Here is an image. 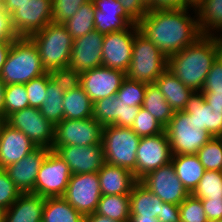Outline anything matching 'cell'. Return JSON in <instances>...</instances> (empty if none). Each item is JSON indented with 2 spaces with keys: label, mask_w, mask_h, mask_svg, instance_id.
Instances as JSON below:
<instances>
[{
  "label": "cell",
  "mask_w": 222,
  "mask_h": 222,
  "mask_svg": "<svg viewBox=\"0 0 222 222\" xmlns=\"http://www.w3.org/2000/svg\"><path fill=\"white\" fill-rule=\"evenodd\" d=\"M47 73L38 49L29 37H18L12 42L0 78L5 85L25 84Z\"/></svg>",
  "instance_id": "3957f363"
},
{
  "label": "cell",
  "mask_w": 222,
  "mask_h": 222,
  "mask_svg": "<svg viewBox=\"0 0 222 222\" xmlns=\"http://www.w3.org/2000/svg\"><path fill=\"white\" fill-rule=\"evenodd\" d=\"M13 41H0V74Z\"/></svg>",
  "instance_id": "9f6ffc18"
},
{
  "label": "cell",
  "mask_w": 222,
  "mask_h": 222,
  "mask_svg": "<svg viewBox=\"0 0 222 222\" xmlns=\"http://www.w3.org/2000/svg\"><path fill=\"white\" fill-rule=\"evenodd\" d=\"M155 84L174 112L183 111L189 97L194 92L185 86L168 68L155 80Z\"/></svg>",
  "instance_id": "484cf974"
},
{
  "label": "cell",
  "mask_w": 222,
  "mask_h": 222,
  "mask_svg": "<svg viewBox=\"0 0 222 222\" xmlns=\"http://www.w3.org/2000/svg\"><path fill=\"white\" fill-rule=\"evenodd\" d=\"M67 164L72 174L96 173L105 164L102 143L87 146H53Z\"/></svg>",
  "instance_id": "2e32d148"
},
{
  "label": "cell",
  "mask_w": 222,
  "mask_h": 222,
  "mask_svg": "<svg viewBox=\"0 0 222 222\" xmlns=\"http://www.w3.org/2000/svg\"><path fill=\"white\" fill-rule=\"evenodd\" d=\"M6 85L2 82L0 78V121H4V93Z\"/></svg>",
  "instance_id": "680465c9"
},
{
  "label": "cell",
  "mask_w": 222,
  "mask_h": 222,
  "mask_svg": "<svg viewBox=\"0 0 222 222\" xmlns=\"http://www.w3.org/2000/svg\"><path fill=\"white\" fill-rule=\"evenodd\" d=\"M125 77L123 71L100 66L81 73L80 86L94 103L115 96Z\"/></svg>",
  "instance_id": "e0dca14e"
},
{
  "label": "cell",
  "mask_w": 222,
  "mask_h": 222,
  "mask_svg": "<svg viewBox=\"0 0 222 222\" xmlns=\"http://www.w3.org/2000/svg\"><path fill=\"white\" fill-rule=\"evenodd\" d=\"M196 155L205 170L222 171V137H212Z\"/></svg>",
  "instance_id": "d590c367"
},
{
  "label": "cell",
  "mask_w": 222,
  "mask_h": 222,
  "mask_svg": "<svg viewBox=\"0 0 222 222\" xmlns=\"http://www.w3.org/2000/svg\"><path fill=\"white\" fill-rule=\"evenodd\" d=\"M139 181L166 203L180 205L190 195L177 177L172 162L150 171Z\"/></svg>",
  "instance_id": "5bb4252c"
},
{
  "label": "cell",
  "mask_w": 222,
  "mask_h": 222,
  "mask_svg": "<svg viewBox=\"0 0 222 222\" xmlns=\"http://www.w3.org/2000/svg\"><path fill=\"white\" fill-rule=\"evenodd\" d=\"M28 0H2L3 9L10 15Z\"/></svg>",
  "instance_id": "11a10c76"
},
{
  "label": "cell",
  "mask_w": 222,
  "mask_h": 222,
  "mask_svg": "<svg viewBox=\"0 0 222 222\" xmlns=\"http://www.w3.org/2000/svg\"><path fill=\"white\" fill-rule=\"evenodd\" d=\"M94 26L95 30L105 35L128 29L131 25L118 14L102 13L95 9Z\"/></svg>",
  "instance_id": "ab89813d"
},
{
  "label": "cell",
  "mask_w": 222,
  "mask_h": 222,
  "mask_svg": "<svg viewBox=\"0 0 222 222\" xmlns=\"http://www.w3.org/2000/svg\"><path fill=\"white\" fill-rule=\"evenodd\" d=\"M101 196L96 172L72 174L63 198L85 217L96 212Z\"/></svg>",
  "instance_id": "30bf717a"
},
{
  "label": "cell",
  "mask_w": 222,
  "mask_h": 222,
  "mask_svg": "<svg viewBox=\"0 0 222 222\" xmlns=\"http://www.w3.org/2000/svg\"><path fill=\"white\" fill-rule=\"evenodd\" d=\"M47 99L39 108L42 115L54 126L64 119L63 98L64 92L51 79L47 83Z\"/></svg>",
  "instance_id": "836d02e7"
},
{
  "label": "cell",
  "mask_w": 222,
  "mask_h": 222,
  "mask_svg": "<svg viewBox=\"0 0 222 222\" xmlns=\"http://www.w3.org/2000/svg\"><path fill=\"white\" fill-rule=\"evenodd\" d=\"M95 6L92 0L82 4L78 11L65 23L68 33L77 39L95 30L94 26Z\"/></svg>",
  "instance_id": "d6a6232c"
},
{
  "label": "cell",
  "mask_w": 222,
  "mask_h": 222,
  "mask_svg": "<svg viewBox=\"0 0 222 222\" xmlns=\"http://www.w3.org/2000/svg\"><path fill=\"white\" fill-rule=\"evenodd\" d=\"M130 195V216H149L157 219L164 203L140 181L132 187Z\"/></svg>",
  "instance_id": "4316f807"
},
{
  "label": "cell",
  "mask_w": 222,
  "mask_h": 222,
  "mask_svg": "<svg viewBox=\"0 0 222 222\" xmlns=\"http://www.w3.org/2000/svg\"><path fill=\"white\" fill-rule=\"evenodd\" d=\"M146 83L125 77L116 96L128 106H142L146 92Z\"/></svg>",
  "instance_id": "74e56055"
},
{
  "label": "cell",
  "mask_w": 222,
  "mask_h": 222,
  "mask_svg": "<svg viewBox=\"0 0 222 222\" xmlns=\"http://www.w3.org/2000/svg\"><path fill=\"white\" fill-rule=\"evenodd\" d=\"M171 146L166 132L142 137L136 153V179L139 181L150 171L172 160Z\"/></svg>",
  "instance_id": "9a60e30c"
},
{
  "label": "cell",
  "mask_w": 222,
  "mask_h": 222,
  "mask_svg": "<svg viewBox=\"0 0 222 222\" xmlns=\"http://www.w3.org/2000/svg\"><path fill=\"white\" fill-rule=\"evenodd\" d=\"M130 222H159V221L156 218L149 216H131Z\"/></svg>",
  "instance_id": "91938a15"
},
{
  "label": "cell",
  "mask_w": 222,
  "mask_h": 222,
  "mask_svg": "<svg viewBox=\"0 0 222 222\" xmlns=\"http://www.w3.org/2000/svg\"><path fill=\"white\" fill-rule=\"evenodd\" d=\"M222 53L218 36H200L193 44L168 57V69L194 92L202 91L214 61Z\"/></svg>",
  "instance_id": "7a4b0ae2"
},
{
  "label": "cell",
  "mask_w": 222,
  "mask_h": 222,
  "mask_svg": "<svg viewBox=\"0 0 222 222\" xmlns=\"http://www.w3.org/2000/svg\"><path fill=\"white\" fill-rule=\"evenodd\" d=\"M95 9L102 13L118 14L123 17L130 25L137 23L125 12L124 8L118 0H92Z\"/></svg>",
  "instance_id": "7dc6e473"
},
{
  "label": "cell",
  "mask_w": 222,
  "mask_h": 222,
  "mask_svg": "<svg viewBox=\"0 0 222 222\" xmlns=\"http://www.w3.org/2000/svg\"><path fill=\"white\" fill-rule=\"evenodd\" d=\"M191 195L198 199H222V171L205 170Z\"/></svg>",
  "instance_id": "e575fe53"
},
{
  "label": "cell",
  "mask_w": 222,
  "mask_h": 222,
  "mask_svg": "<svg viewBox=\"0 0 222 222\" xmlns=\"http://www.w3.org/2000/svg\"><path fill=\"white\" fill-rule=\"evenodd\" d=\"M5 122L22 131L37 147L52 149L55 140V126L40 112L27 107L9 115Z\"/></svg>",
  "instance_id": "9c48e42d"
},
{
  "label": "cell",
  "mask_w": 222,
  "mask_h": 222,
  "mask_svg": "<svg viewBox=\"0 0 222 222\" xmlns=\"http://www.w3.org/2000/svg\"><path fill=\"white\" fill-rule=\"evenodd\" d=\"M207 220H222V199H201Z\"/></svg>",
  "instance_id": "f907efd6"
},
{
  "label": "cell",
  "mask_w": 222,
  "mask_h": 222,
  "mask_svg": "<svg viewBox=\"0 0 222 222\" xmlns=\"http://www.w3.org/2000/svg\"><path fill=\"white\" fill-rule=\"evenodd\" d=\"M71 175L68 164L54 150H50L37 174L34 194L43 198L63 197Z\"/></svg>",
  "instance_id": "ba28073f"
},
{
  "label": "cell",
  "mask_w": 222,
  "mask_h": 222,
  "mask_svg": "<svg viewBox=\"0 0 222 222\" xmlns=\"http://www.w3.org/2000/svg\"><path fill=\"white\" fill-rule=\"evenodd\" d=\"M157 220L159 222H180L179 205L164 202Z\"/></svg>",
  "instance_id": "816d5d0a"
},
{
  "label": "cell",
  "mask_w": 222,
  "mask_h": 222,
  "mask_svg": "<svg viewBox=\"0 0 222 222\" xmlns=\"http://www.w3.org/2000/svg\"><path fill=\"white\" fill-rule=\"evenodd\" d=\"M137 26L139 32L166 57L180 52L202 36L194 6L183 9H148Z\"/></svg>",
  "instance_id": "6da1fadb"
},
{
  "label": "cell",
  "mask_w": 222,
  "mask_h": 222,
  "mask_svg": "<svg viewBox=\"0 0 222 222\" xmlns=\"http://www.w3.org/2000/svg\"><path fill=\"white\" fill-rule=\"evenodd\" d=\"M104 34L97 30L74 39L69 65L79 73L102 66Z\"/></svg>",
  "instance_id": "ac0fdd59"
},
{
  "label": "cell",
  "mask_w": 222,
  "mask_h": 222,
  "mask_svg": "<svg viewBox=\"0 0 222 222\" xmlns=\"http://www.w3.org/2000/svg\"><path fill=\"white\" fill-rule=\"evenodd\" d=\"M139 110L140 106H128L115 95L93 103V118L103 126L131 128Z\"/></svg>",
  "instance_id": "ffe728a7"
},
{
  "label": "cell",
  "mask_w": 222,
  "mask_h": 222,
  "mask_svg": "<svg viewBox=\"0 0 222 222\" xmlns=\"http://www.w3.org/2000/svg\"><path fill=\"white\" fill-rule=\"evenodd\" d=\"M29 107L25 84L6 85L4 93V121L12 113Z\"/></svg>",
  "instance_id": "8d00e7d4"
},
{
  "label": "cell",
  "mask_w": 222,
  "mask_h": 222,
  "mask_svg": "<svg viewBox=\"0 0 222 222\" xmlns=\"http://www.w3.org/2000/svg\"><path fill=\"white\" fill-rule=\"evenodd\" d=\"M50 79L48 72L40 77L31 79L25 83V88L28 95L29 107L40 108L47 99V83Z\"/></svg>",
  "instance_id": "7bdbcfd3"
},
{
  "label": "cell",
  "mask_w": 222,
  "mask_h": 222,
  "mask_svg": "<svg viewBox=\"0 0 222 222\" xmlns=\"http://www.w3.org/2000/svg\"><path fill=\"white\" fill-rule=\"evenodd\" d=\"M103 125L93 117L63 119L55 126L53 146H87L102 143Z\"/></svg>",
  "instance_id": "8fae6325"
},
{
  "label": "cell",
  "mask_w": 222,
  "mask_h": 222,
  "mask_svg": "<svg viewBox=\"0 0 222 222\" xmlns=\"http://www.w3.org/2000/svg\"><path fill=\"white\" fill-rule=\"evenodd\" d=\"M0 222H4V211L0 209Z\"/></svg>",
  "instance_id": "6125c7cd"
},
{
  "label": "cell",
  "mask_w": 222,
  "mask_h": 222,
  "mask_svg": "<svg viewBox=\"0 0 222 222\" xmlns=\"http://www.w3.org/2000/svg\"><path fill=\"white\" fill-rule=\"evenodd\" d=\"M212 137H222V110H211L201 91L193 92L183 110Z\"/></svg>",
  "instance_id": "7402d4cb"
},
{
  "label": "cell",
  "mask_w": 222,
  "mask_h": 222,
  "mask_svg": "<svg viewBox=\"0 0 222 222\" xmlns=\"http://www.w3.org/2000/svg\"><path fill=\"white\" fill-rule=\"evenodd\" d=\"M46 72L69 65L74 39L62 23L51 22L30 35Z\"/></svg>",
  "instance_id": "277c9868"
},
{
  "label": "cell",
  "mask_w": 222,
  "mask_h": 222,
  "mask_svg": "<svg viewBox=\"0 0 222 222\" xmlns=\"http://www.w3.org/2000/svg\"><path fill=\"white\" fill-rule=\"evenodd\" d=\"M210 222H222V220H214V221H210Z\"/></svg>",
  "instance_id": "be15d7a7"
},
{
  "label": "cell",
  "mask_w": 222,
  "mask_h": 222,
  "mask_svg": "<svg viewBox=\"0 0 222 222\" xmlns=\"http://www.w3.org/2000/svg\"><path fill=\"white\" fill-rule=\"evenodd\" d=\"M18 37H29L53 22L52 0H28L11 14Z\"/></svg>",
  "instance_id": "4fadbf2b"
},
{
  "label": "cell",
  "mask_w": 222,
  "mask_h": 222,
  "mask_svg": "<svg viewBox=\"0 0 222 222\" xmlns=\"http://www.w3.org/2000/svg\"><path fill=\"white\" fill-rule=\"evenodd\" d=\"M141 107L147 110L164 128L174 113L155 83L146 85L145 97Z\"/></svg>",
  "instance_id": "4dcf8cb0"
},
{
  "label": "cell",
  "mask_w": 222,
  "mask_h": 222,
  "mask_svg": "<svg viewBox=\"0 0 222 222\" xmlns=\"http://www.w3.org/2000/svg\"><path fill=\"white\" fill-rule=\"evenodd\" d=\"M204 101L210 105L211 110H222V94L203 95Z\"/></svg>",
  "instance_id": "db71d44e"
},
{
  "label": "cell",
  "mask_w": 222,
  "mask_h": 222,
  "mask_svg": "<svg viewBox=\"0 0 222 222\" xmlns=\"http://www.w3.org/2000/svg\"><path fill=\"white\" fill-rule=\"evenodd\" d=\"M173 155L196 154L212 136L184 111L173 113L164 128Z\"/></svg>",
  "instance_id": "52a82bcc"
},
{
  "label": "cell",
  "mask_w": 222,
  "mask_h": 222,
  "mask_svg": "<svg viewBox=\"0 0 222 222\" xmlns=\"http://www.w3.org/2000/svg\"><path fill=\"white\" fill-rule=\"evenodd\" d=\"M201 92L203 95L222 94V53L209 70Z\"/></svg>",
  "instance_id": "bcb514c9"
},
{
  "label": "cell",
  "mask_w": 222,
  "mask_h": 222,
  "mask_svg": "<svg viewBox=\"0 0 222 222\" xmlns=\"http://www.w3.org/2000/svg\"><path fill=\"white\" fill-rule=\"evenodd\" d=\"M194 6L191 0H155V9H183Z\"/></svg>",
  "instance_id": "f5cc1de1"
},
{
  "label": "cell",
  "mask_w": 222,
  "mask_h": 222,
  "mask_svg": "<svg viewBox=\"0 0 222 222\" xmlns=\"http://www.w3.org/2000/svg\"><path fill=\"white\" fill-rule=\"evenodd\" d=\"M21 195L5 169H0V209H8Z\"/></svg>",
  "instance_id": "ee69618b"
},
{
  "label": "cell",
  "mask_w": 222,
  "mask_h": 222,
  "mask_svg": "<svg viewBox=\"0 0 222 222\" xmlns=\"http://www.w3.org/2000/svg\"><path fill=\"white\" fill-rule=\"evenodd\" d=\"M97 174L102 195L130 194L138 181L131 171L108 163H105Z\"/></svg>",
  "instance_id": "603a6c76"
},
{
  "label": "cell",
  "mask_w": 222,
  "mask_h": 222,
  "mask_svg": "<svg viewBox=\"0 0 222 222\" xmlns=\"http://www.w3.org/2000/svg\"><path fill=\"white\" fill-rule=\"evenodd\" d=\"M125 12L138 23L144 18L148 12V9L144 6L141 0H118Z\"/></svg>",
  "instance_id": "c3c4849f"
},
{
  "label": "cell",
  "mask_w": 222,
  "mask_h": 222,
  "mask_svg": "<svg viewBox=\"0 0 222 222\" xmlns=\"http://www.w3.org/2000/svg\"><path fill=\"white\" fill-rule=\"evenodd\" d=\"M171 162L177 177L191 194L205 172L204 166L196 154L173 155Z\"/></svg>",
  "instance_id": "83f0119b"
},
{
  "label": "cell",
  "mask_w": 222,
  "mask_h": 222,
  "mask_svg": "<svg viewBox=\"0 0 222 222\" xmlns=\"http://www.w3.org/2000/svg\"><path fill=\"white\" fill-rule=\"evenodd\" d=\"M168 68V57L139 31L135 34L133 54L126 77L131 80L154 84Z\"/></svg>",
  "instance_id": "8992f818"
},
{
  "label": "cell",
  "mask_w": 222,
  "mask_h": 222,
  "mask_svg": "<svg viewBox=\"0 0 222 222\" xmlns=\"http://www.w3.org/2000/svg\"><path fill=\"white\" fill-rule=\"evenodd\" d=\"M138 31L137 25H131L128 29L105 34L102 66L127 73L133 54L134 37Z\"/></svg>",
  "instance_id": "7c38bea8"
},
{
  "label": "cell",
  "mask_w": 222,
  "mask_h": 222,
  "mask_svg": "<svg viewBox=\"0 0 222 222\" xmlns=\"http://www.w3.org/2000/svg\"><path fill=\"white\" fill-rule=\"evenodd\" d=\"M89 0H52L53 22L65 23Z\"/></svg>",
  "instance_id": "f6af8a7d"
},
{
  "label": "cell",
  "mask_w": 222,
  "mask_h": 222,
  "mask_svg": "<svg viewBox=\"0 0 222 222\" xmlns=\"http://www.w3.org/2000/svg\"><path fill=\"white\" fill-rule=\"evenodd\" d=\"M84 222H120L116 220H111L108 217L97 214L96 212L85 216Z\"/></svg>",
  "instance_id": "6f0895ef"
},
{
  "label": "cell",
  "mask_w": 222,
  "mask_h": 222,
  "mask_svg": "<svg viewBox=\"0 0 222 222\" xmlns=\"http://www.w3.org/2000/svg\"><path fill=\"white\" fill-rule=\"evenodd\" d=\"M141 138L129 127H103L102 146L105 163L131 171L136 178V153Z\"/></svg>",
  "instance_id": "5b68a950"
},
{
  "label": "cell",
  "mask_w": 222,
  "mask_h": 222,
  "mask_svg": "<svg viewBox=\"0 0 222 222\" xmlns=\"http://www.w3.org/2000/svg\"><path fill=\"white\" fill-rule=\"evenodd\" d=\"M131 129L140 137H148L164 132V127L143 107L134 119Z\"/></svg>",
  "instance_id": "f35d334b"
},
{
  "label": "cell",
  "mask_w": 222,
  "mask_h": 222,
  "mask_svg": "<svg viewBox=\"0 0 222 222\" xmlns=\"http://www.w3.org/2000/svg\"><path fill=\"white\" fill-rule=\"evenodd\" d=\"M147 9H155V0H141Z\"/></svg>",
  "instance_id": "94428289"
},
{
  "label": "cell",
  "mask_w": 222,
  "mask_h": 222,
  "mask_svg": "<svg viewBox=\"0 0 222 222\" xmlns=\"http://www.w3.org/2000/svg\"><path fill=\"white\" fill-rule=\"evenodd\" d=\"M48 75L52 82L58 85L63 92L76 89L81 84V73L70 66L51 70Z\"/></svg>",
  "instance_id": "60d3db41"
},
{
  "label": "cell",
  "mask_w": 222,
  "mask_h": 222,
  "mask_svg": "<svg viewBox=\"0 0 222 222\" xmlns=\"http://www.w3.org/2000/svg\"><path fill=\"white\" fill-rule=\"evenodd\" d=\"M50 150L47 147H37L19 162L5 168L10 179L21 193H34L37 174Z\"/></svg>",
  "instance_id": "d6986e66"
},
{
  "label": "cell",
  "mask_w": 222,
  "mask_h": 222,
  "mask_svg": "<svg viewBox=\"0 0 222 222\" xmlns=\"http://www.w3.org/2000/svg\"><path fill=\"white\" fill-rule=\"evenodd\" d=\"M96 213L111 220L130 222V195H102Z\"/></svg>",
  "instance_id": "1f68e13d"
},
{
  "label": "cell",
  "mask_w": 222,
  "mask_h": 222,
  "mask_svg": "<svg viewBox=\"0 0 222 222\" xmlns=\"http://www.w3.org/2000/svg\"><path fill=\"white\" fill-rule=\"evenodd\" d=\"M180 222H209L201 199L191 194L179 205Z\"/></svg>",
  "instance_id": "b9f144b4"
},
{
  "label": "cell",
  "mask_w": 222,
  "mask_h": 222,
  "mask_svg": "<svg viewBox=\"0 0 222 222\" xmlns=\"http://www.w3.org/2000/svg\"><path fill=\"white\" fill-rule=\"evenodd\" d=\"M84 218L63 197L45 198L42 222H84Z\"/></svg>",
  "instance_id": "f546056e"
},
{
  "label": "cell",
  "mask_w": 222,
  "mask_h": 222,
  "mask_svg": "<svg viewBox=\"0 0 222 222\" xmlns=\"http://www.w3.org/2000/svg\"><path fill=\"white\" fill-rule=\"evenodd\" d=\"M201 35H222V0H197L194 3Z\"/></svg>",
  "instance_id": "d4e9b609"
},
{
  "label": "cell",
  "mask_w": 222,
  "mask_h": 222,
  "mask_svg": "<svg viewBox=\"0 0 222 222\" xmlns=\"http://www.w3.org/2000/svg\"><path fill=\"white\" fill-rule=\"evenodd\" d=\"M64 119H86L93 117V102L81 86L64 92Z\"/></svg>",
  "instance_id": "f1b7e54d"
},
{
  "label": "cell",
  "mask_w": 222,
  "mask_h": 222,
  "mask_svg": "<svg viewBox=\"0 0 222 222\" xmlns=\"http://www.w3.org/2000/svg\"><path fill=\"white\" fill-rule=\"evenodd\" d=\"M45 198L34 193H21L4 211V222H42Z\"/></svg>",
  "instance_id": "cb8c5ba5"
},
{
  "label": "cell",
  "mask_w": 222,
  "mask_h": 222,
  "mask_svg": "<svg viewBox=\"0 0 222 222\" xmlns=\"http://www.w3.org/2000/svg\"><path fill=\"white\" fill-rule=\"evenodd\" d=\"M18 36L15 33L12 22L11 15L6 12L2 5L0 6V41H14Z\"/></svg>",
  "instance_id": "681fc988"
},
{
  "label": "cell",
  "mask_w": 222,
  "mask_h": 222,
  "mask_svg": "<svg viewBox=\"0 0 222 222\" xmlns=\"http://www.w3.org/2000/svg\"><path fill=\"white\" fill-rule=\"evenodd\" d=\"M37 146L20 130L0 122V169H5L35 150Z\"/></svg>",
  "instance_id": "44dd1931"
}]
</instances>
